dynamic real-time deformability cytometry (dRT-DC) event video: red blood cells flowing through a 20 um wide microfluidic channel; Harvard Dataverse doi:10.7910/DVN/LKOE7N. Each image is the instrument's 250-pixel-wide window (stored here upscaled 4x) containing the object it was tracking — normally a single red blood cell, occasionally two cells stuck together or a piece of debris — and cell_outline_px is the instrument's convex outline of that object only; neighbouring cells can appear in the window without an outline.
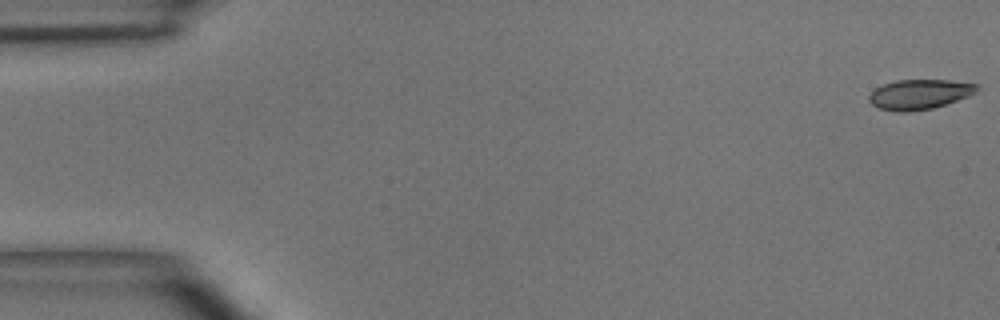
{"species": "common noctule bat (a hibernating species)", "species_latin": "Nyctalus noctula", "temperature_condition": "room temperature", "stored_images_in_passage": 51, "camera_frame_rate_fps": 3000, "um_per_image_px": 0.085, "animal": {"sex": "male", "body_mass_g": 15.6}, "frame": {"image": 1, "passage_image": 1, "time_ms": 0.0, "image_size_px": [1000, 320], "cell_outline_px": [[980, 88], [976, 92], [968, 96], [932, 108], [908, 112], [896, 112], [880, 108], [872, 104], [868, 100], [868, 96], [876, 88], [884, 84], [896, 80], [948, 80], [980, 84]], "centroid_in_image_um": [78.16, 8.01], "position_along_channel_um": 6.8, "area_um2": 18.73}}
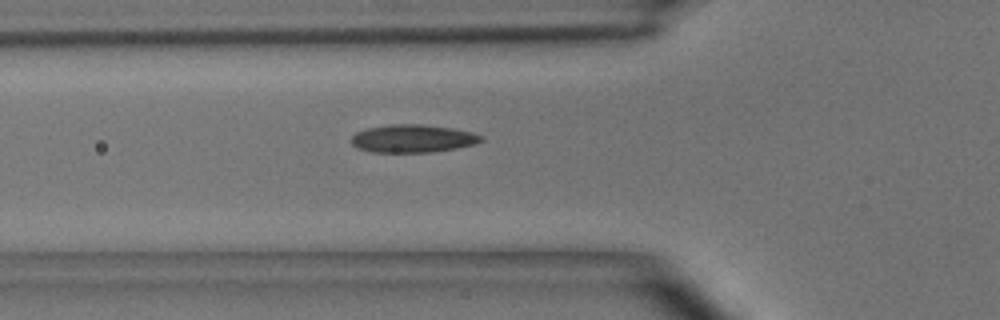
{"frame": {"image": 2, "passage_image": 18, "time_ms": 5.667, "image_size_px": [1000, 320], "cell_outline_px": [[484, 140], [476, 144], [456, 148], [432, 152], [372, 152], [356, 148], [352, 144], [352, 136], [356, 132], [364, 128], [388, 124], [420, 124], [452, 128], [472, 132], [484, 136]], "centroid_in_image_um": [35.08, 11.77], "position_along_channel_um": 90.7, "area_um2": 21.33}}
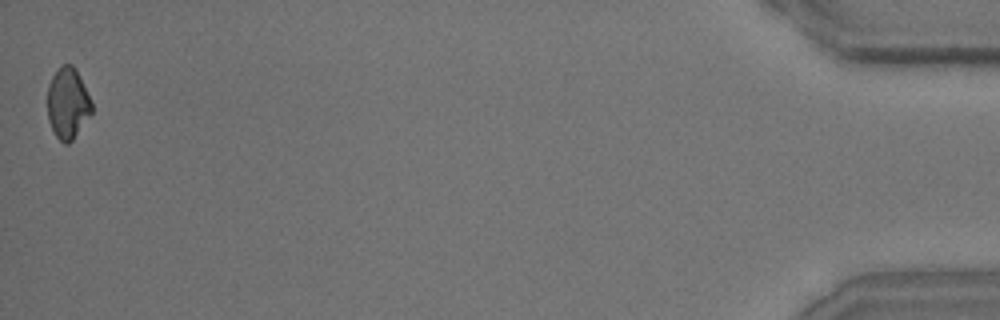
{"frame": {"image": 3, "passage_image": 51, "time_ms": 16.667, "image_size_px": [1000, 320], "cell_outline_px": [[92, 112], [72, 140], [68, 144], [64, 144], [56, 136], [48, 120], [48, 84], [52, 76], [60, 64], [72, 64], [76, 68], [92, 104]], "centroid_in_image_um": [5.74, 8.75], "position_along_channel_um": 429.5, "area_um2": 18.21}, "authors_computed_cell_mechanics": {"area_um2": 19.5942, "velocity_mm_per_s": 3.9087, "shape_relaxation_time_tau1_ms": 6.7346, "shape_relaxation_time_tau2_ms": 4.4334, "deformation_change_tau1": 0.1671, "deformation_change_tau2": 0.1016}}